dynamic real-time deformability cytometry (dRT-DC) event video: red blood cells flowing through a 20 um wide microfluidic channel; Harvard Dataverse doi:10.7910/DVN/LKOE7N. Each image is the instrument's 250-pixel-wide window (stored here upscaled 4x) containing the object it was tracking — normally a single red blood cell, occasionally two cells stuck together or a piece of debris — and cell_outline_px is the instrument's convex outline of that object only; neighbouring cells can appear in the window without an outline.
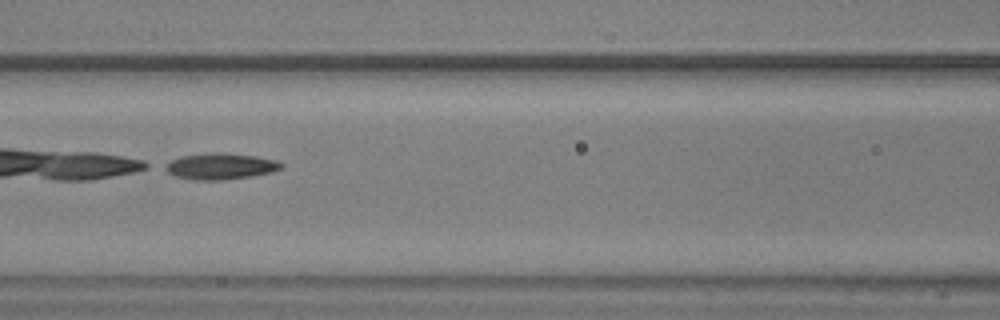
{"species": "common noctule bat (a hibernating species)", "species_latin": "Nyctalus noctula", "temperature_condition": "warm", "stored_images_in_passage": 33, "camera_frame_rate_fps": 3000, "um_per_image_px": 0.085, "animal": {"sex": "male", "body_mass_g": 20.5, "forearm_length_mm": 52.5}, "frame": {"image": 1, "passage_image": 6, "time_ms": 1.667, "image_size_px": [1000, 320], "cell_outline_px": [[284, 164], [280, 168], [272, 172], [252, 176], [220, 180], [196, 180], [172, 176], [160, 168], [164, 164], [180, 156], [212, 152], [220, 152], [256, 156], [276, 160]], "centroid_in_image_um": [18.66, 14.13], "position_along_channel_um": 147.9, "area_um2": 17.98}}
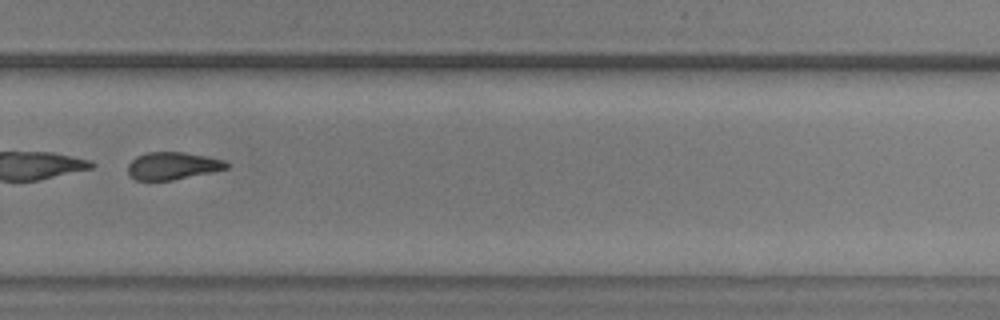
{"frame": {"image": 2, "passage_image": 20, "time_ms": 6.333, "image_size_px": [1000, 320], "cell_outline_px": [[232, 164], [228, 168], [212, 172], [172, 180], [136, 180], [128, 172], [128, 164], [136, 156], [148, 152], [184, 152], [224, 160]], "centroid_in_image_um": [14.7, 14.09], "position_along_channel_um": 315.1, "area_um2": 15.72}, "authors_computed_cell_mechanics": {"area_um2": 17.34, "velocity_mm_per_s": 3.5974, "shape_relaxation_time_tau1_ms": 4.0583, "shape_relaxation_time_tau2_ms": 8.6265, "deformation_change_tau1": 0.1425, "deformation_change_tau2": 0.1819}}